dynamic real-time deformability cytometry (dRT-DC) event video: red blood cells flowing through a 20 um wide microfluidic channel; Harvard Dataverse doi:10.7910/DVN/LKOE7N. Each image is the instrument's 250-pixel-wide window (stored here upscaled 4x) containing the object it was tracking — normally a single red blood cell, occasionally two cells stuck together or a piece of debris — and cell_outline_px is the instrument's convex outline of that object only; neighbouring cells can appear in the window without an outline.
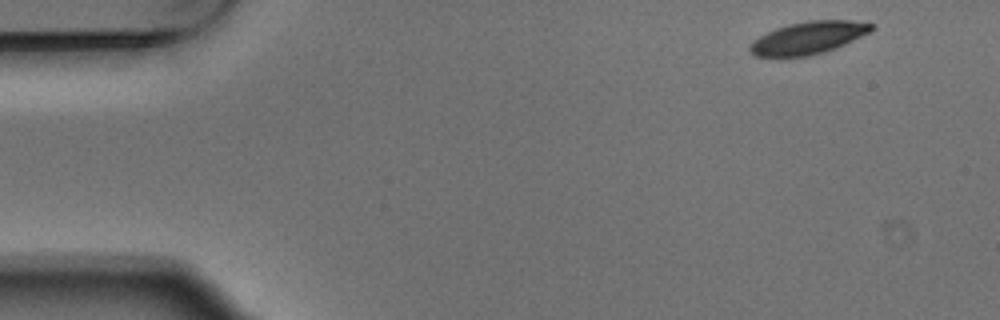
{"species": "Egyptian fruit bat (a non-hibernating species)", "species_latin": "Rousettus aegyptiacus", "temperature_condition": "warm", "stored_images_in_passage": 2, "camera_frame_rate_fps": 3000, "um_per_image_px": 0.085, "animal": {"sex": "male"}, "frame": {"image": 1, "passage_image": 1, "time_ms": 0.0, "image_size_px": [1000, 320], "cell_outline_px": [[876, 28], [836, 48], [824, 52], [808, 56], [752, 56], [748, 52], [748, 48], [752, 40], [776, 28], [788, 24], [808, 20], [852, 20], [876, 24]], "centroid_in_image_um": [68.69, 3.21], "position_along_channel_um": 16.3, "area_um2": 23.0}}